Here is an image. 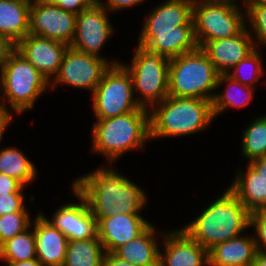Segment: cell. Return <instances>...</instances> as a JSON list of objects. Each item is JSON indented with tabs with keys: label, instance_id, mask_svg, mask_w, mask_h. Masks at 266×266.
Instances as JSON below:
<instances>
[{
	"label": "cell",
	"instance_id": "cell-7",
	"mask_svg": "<svg viewBox=\"0 0 266 266\" xmlns=\"http://www.w3.org/2000/svg\"><path fill=\"white\" fill-rule=\"evenodd\" d=\"M133 56L131 66H123L131 75L133 91L144 97L140 106L153 109L168 96L170 59L139 43Z\"/></svg>",
	"mask_w": 266,
	"mask_h": 266
},
{
	"label": "cell",
	"instance_id": "cell-46",
	"mask_svg": "<svg viewBox=\"0 0 266 266\" xmlns=\"http://www.w3.org/2000/svg\"><path fill=\"white\" fill-rule=\"evenodd\" d=\"M24 1L29 2L31 4V3L39 2V1H42V0H33V1L32 0H24Z\"/></svg>",
	"mask_w": 266,
	"mask_h": 266
},
{
	"label": "cell",
	"instance_id": "cell-21",
	"mask_svg": "<svg viewBox=\"0 0 266 266\" xmlns=\"http://www.w3.org/2000/svg\"><path fill=\"white\" fill-rule=\"evenodd\" d=\"M29 2L0 0V36L14 48L29 34Z\"/></svg>",
	"mask_w": 266,
	"mask_h": 266
},
{
	"label": "cell",
	"instance_id": "cell-45",
	"mask_svg": "<svg viewBox=\"0 0 266 266\" xmlns=\"http://www.w3.org/2000/svg\"><path fill=\"white\" fill-rule=\"evenodd\" d=\"M203 1H206V2H228V3H232V4H235V0H203Z\"/></svg>",
	"mask_w": 266,
	"mask_h": 266
},
{
	"label": "cell",
	"instance_id": "cell-6",
	"mask_svg": "<svg viewBox=\"0 0 266 266\" xmlns=\"http://www.w3.org/2000/svg\"><path fill=\"white\" fill-rule=\"evenodd\" d=\"M0 69V90H4L10 107L18 114L31 109L46 86L50 85L14 48L6 53Z\"/></svg>",
	"mask_w": 266,
	"mask_h": 266
},
{
	"label": "cell",
	"instance_id": "cell-39",
	"mask_svg": "<svg viewBox=\"0 0 266 266\" xmlns=\"http://www.w3.org/2000/svg\"><path fill=\"white\" fill-rule=\"evenodd\" d=\"M103 266H136L128 261L120 259L114 253H105Z\"/></svg>",
	"mask_w": 266,
	"mask_h": 266
},
{
	"label": "cell",
	"instance_id": "cell-2",
	"mask_svg": "<svg viewBox=\"0 0 266 266\" xmlns=\"http://www.w3.org/2000/svg\"><path fill=\"white\" fill-rule=\"evenodd\" d=\"M251 213L228 188L197 219L181 228L207 251L237 237L250 226Z\"/></svg>",
	"mask_w": 266,
	"mask_h": 266
},
{
	"label": "cell",
	"instance_id": "cell-11",
	"mask_svg": "<svg viewBox=\"0 0 266 266\" xmlns=\"http://www.w3.org/2000/svg\"><path fill=\"white\" fill-rule=\"evenodd\" d=\"M77 15L45 0L31 3L29 33L70 46L75 36Z\"/></svg>",
	"mask_w": 266,
	"mask_h": 266
},
{
	"label": "cell",
	"instance_id": "cell-33",
	"mask_svg": "<svg viewBox=\"0 0 266 266\" xmlns=\"http://www.w3.org/2000/svg\"><path fill=\"white\" fill-rule=\"evenodd\" d=\"M250 226L255 227V232L257 233L258 238L254 236V239L258 252L266 255V210L252 212L250 215ZM259 242L263 244L261 245Z\"/></svg>",
	"mask_w": 266,
	"mask_h": 266
},
{
	"label": "cell",
	"instance_id": "cell-1",
	"mask_svg": "<svg viewBox=\"0 0 266 266\" xmlns=\"http://www.w3.org/2000/svg\"><path fill=\"white\" fill-rule=\"evenodd\" d=\"M73 187L85 198L97 223L119 213L140 214L147 202L146 194L135 183L107 168L80 176Z\"/></svg>",
	"mask_w": 266,
	"mask_h": 266
},
{
	"label": "cell",
	"instance_id": "cell-31",
	"mask_svg": "<svg viewBox=\"0 0 266 266\" xmlns=\"http://www.w3.org/2000/svg\"><path fill=\"white\" fill-rule=\"evenodd\" d=\"M29 212H14L0 216V246L30 227Z\"/></svg>",
	"mask_w": 266,
	"mask_h": 266
},
{
	"label": "cell",
	"instance_id": "cell-17",
	"mask_svg": "<svg viewBox=\"0 0 266 266\" xmlns=\"http://www.w3.org/2000/svg\"><path fill=\"white\" fill-rule=\"evenodd\" d=\"M162 236L165 250L160 252L159 266H208V251L182 229Z\"/></svg>",
	"mask_w": 266,
	"mask_h": 266
},
{
	"label": "cell",
	"instance_id": "cell-35",
	"mask_svg": "<svg viewBox=\"0 0 266 266\" xmlns=\"http://www.w3.org/2000/svg\"><path fill=\"white\" fill-rule=\"evenodd\" d=\"M48 4L58 6L65 11L79 14L96 3V0H45Z\"/></svg>",
	"mask_w": 266,
	"mask_h": 266
},
{
	"label": "cell",
	"instance_id": "cell-10",
	"mask_svg": "<svg viewBox=\"0 0 266 266\" xmlns=\"http://www.w3.org/2000/svg\"><path fill=\"white\" fill-rule=\"evenodd\" d=\"M111 65L103 57L77 51L70 46L64 54L59 71L52 77L53 89L58 83L88 89L92 92L101 81L104 72Z\"/></svg>",
	"mask_w": 266,
	"mask_h": 266
},
{
	"label": "cell",
	"instance_id": "cell-4",
	"mask_svg": "<svg viewBox=\"0 0 266 266\" xmlns=\"http://www.w3.org/2000/svg\"><path fill=\"white\" fill-rule=\"evenodd\" d=\"M93 150L110 163L123 153L144 146L150 138V112L144 107L116 117L97 120L92 128Z\"/></svg>",
	"mask_w": 266,
	"mask_h": 266
},
{
	"label": "cell",
	"instance_id": "cell-14",
	"mask_svg": "<svg viewBox=\"0 0 266 266\" xmlns=\"http://www.w3.org/2000/svg\"><path fill=\"white\" fill-rule=\"evenodd\" d=\"M79 203L67 204L60 207L52 221L47 219L55 228L60 230L68 240H86L98 236L97 220L92 215L85 198L73 187Z\"/></svg>",
	"mask_w": 266,
	"mask_h": 266
},
{
	"label": "cell",
	"instance_id": "cell-22",
	"mask_svg": "<svg viewBox=\"0 0 266 266\" xmlns=\"http://www.w3.org/2000/svg\"><path fill=\"white\" fill-rule=\"evenodd\" d=\"M257 253L254 237L237 236L208 251V266H251Z\"/></svg>",
	"mask_w": 266,
	"mask_h": 266
},
{
	"label": "cell",
	"instance_id": "cell-24",
	"mask_svg": "<svg viewBox=\"0 0 266 266\" xmlns=\"http://www.w3.org/2000/svg\"><path fill=\"white\" fill-rule=\"evenodd\" d=\"M246 171L238 172L229 189L250 213L266 210V181L250 164Z\"/></svg>",
	"mask_w": 266,
	"mask_h": 266
},
{
	"label": "cell",
	"instance_id": "cell-44",
	"mask_svg": "<svg viewBox=\"0 0 266 266\" xmlns=\"http://www.w3.org/2000/svg\"><path fill=\"white\" fill-rule=\"evenodd\" d=\"M245 5H262V6H266V0H245L244 1V6Z\"/></svg>",
	"mask_w": 266,
	"mask_h": 266
},
{
	"label": "cell",
	"instance_id": "cell-42",
	"mask_svg": "<svg viewBox=\"0 0 266 266\" xmlns=\"http://www.w3.org/2000/svg\"><path fill=\"white\" fill-rule=\"evenodd\" d=\"M8 266H42V265L37 259H31L17 263H8Z\"/></svg>",
	"mask_w": 266,
	"mask_h": 266
},
{
	"label": "cell",
	"instance_id": "cell-20",
	"mask_svg": "<svg viewBox=\"0 0 266 266\" xmlns=\"http://www.w3.org/2000/svg\"><path fill=\"white\" fill-rule=\"evenodd\" d=\"M194 0H167L144 22L142 32L180 31V25H194Z\"/></svg>",
	"mask_w": 266,
	"mask_h": 266
},
{
	"label": "cell",
	"instance_id": "cell-16",
	"mask_svg": "<svg viewBox=\"0 0 266 266\" xmlns=\"http://www.w3.org/2000/svg\"><path fill=\"white\" fill-rule=\"evenodd\" d=\"M150 223L140 214L112 215L97 223L98 238L105 253H113L118 247L138 237Z\"/></svg>",
	"mask_w": 266,
	"mask_h": 266
},
{
	"label": "cell",
	"instance_id": "cell-9",
	"mask_svg": "<svg viewBox=\"0 0 266 266\" xmlns=\"http://www.w3.org/2000/svg\"><path fill=\"white\" fill-rule=\"evenodd\" d=\"M194 35L199 48L206 42L233 37L246 26L238 5L194 0Z\"/></svg>",
	"mask_w": 266,
	"mask_h": 266
},
{
	"label": "cell",
	"instance_id": "cell-27",
	"mask_svg": "<svg viewBox=\"0 0 266 266\" xmlns=\"http://www.w3.org/2000/svg\"><path fill=\"white\" fill-rule=\"evenodd\" d=\"M35 166L17 148H4L0 150V173L18 180L23 186L34 181Z\"/></svg>",
	"mask_w": 266,
	"mask_h": 266
},
{
	"label": "cell",
	"instance_id": "cell-43",
	"mask_svg": "<svg viewBox=\"0 0 266 266\" xmlns=\"http://www.w3.org/2000/svg\"><path fill=\"white\" fill-rule=\"evenodd\" d=\"M251 266H266V255L258 252Z\"/></svg>",
	"mask_w": 266,
	"mask_h": 266
},
{
	"label": "cell",
	"instance_id": "cell-38",
	"mask_svg": "<svg viewBox=\"0 0 266 266\" xmlns=\"http://www.w3.org/2000/svg\"><path fill=\"white\" fill-rule=\"evenodd\" d=\"M12 113L6 108V103L0 101V141L2 140V135L6 130L8 124L12 120Z\"/></svg>",
	"mask_w": 266,
	"mask_h": 266
},
{
	"label": "cell",
	"instance_id": "cell-13",
	"mask_svg": "<svg viewBox=\"0 0 266 266\" xmlns=\"http://www.w3.org/2000/svg\"><path fill=\"white\" fill-rule=\"evenodd\" d=\"M68 47L66 43L29 33L14 49L50 83L51 75H57Z\"/></svg>",
	"mask_w": 266,
	"mask_h": 266
},
{
	"label": "cell",
	"instance_id": "cell-3",
	"mask_svg": "<svg viewBox=\"0 0 266 266\" xmlns=\"http://www.w3.org/2000/svg\"><path fill=\"white\" fill-rule=\"evenodd\" d=\"M150 111V140L157 137L194 134L216 118L212 101L167 96Z\"/></svg>",
	"mask_w": 266,
	"mask_h": 266
},
{
	"label": "cell",
	"instance_id": "cell-15",
	"mask_svg": "<svg viewBox=\"0 0 266 266\" xmlns=\"http://www.w3.org/2000/svg\"><path fill=\"white\" fill-rule=\"evenodd\" d=\"M250 32L245 27L233 37L208 41L201 47L220 75L231 74L230 69L255 49Z\"/></svg>",
	"mask_w": 266,
	"mask_h": 266
},
{
	"label": "cell",
	"instance_id": "cell-8",
	"mask_svg": "<svg viewBox=\"0 0 266 266\" xmlns=\"http://www.w3.org/2000/svg\"><path fill=\"white\" fill-rule=\"evenodd\" d=\"M111 64L92 94V107L98 120L141 108L140 97L134 99L133 82L128 70L120 62L113 61Z\"/></svg>",
	"mask_w": 266,
	"mask_h": 266
},
{
	"label": "cell",
	"instance_id": "cell-12",
	"mask_svg": "<svg viewBox=\"0 0 266 266\" xmlns=\"http://www.w3.org/2000/svg\"><path fill=\"white\" fill-rule=\"evenodd\" d=\"M104 7L96 3L77 14L75 36L70 47L94 56H99L102 45L113 32Z\"/></svg>",
	"mask_w": 266,
	"mask_h": 266
},
{
	"label": "cell",
	"instance_id": "cell-29",
	"mask_svg": "<svg viewBox=\"0 0 266 266\" xmlns=\"http://www.w3.org/2000/svg\"><path fill=\"white\" fill-rule=\"evenodd\" d=\"M242 152L249 162L266 156V116L258 117L245 129L242 138Z\"/></svg>",
	"mask_w": 266,
	"mask_h": 266
},
{
	"label": "cell",
	"instance_id": "cell-36",
	"mask_svg": "<svg viewBox=\"0 0 266 266\" xmlns=\"http://www.w3.org/2000/svg\"><path fill=\"white\" fill-rule=\"evenodd\" d=\"M23 186L18 180L0 173V195L8 193H22Z\"/></svg>",
	"mask_w": 266,
	"mask_h": 266
},
{
	"label": "cell",
	"instance_id": "cell-25",
	"mask_svg": "<svg viewBox=\"0 0 266 266\" xmlns=\"http://www.w3.org/2000/svg\"><path fill=\"white\" fill-rule=\"evenodd\" d=\"M104 248L97 237L69 240L63 266H103Z\"/></svg>",
	"mask_w": 266,
	"mask_h": 266
},
{
	"label": "cell",
	"instance_id": "cell-23",
	"mask_svg": "<svg viewBox=\"0 0 266 266\" xmlns=\"http://www.w3.org/2000/svg\"><path fill=\"white\" fill-rule=\"evenodd\" d=\"M150 224L138 237L118 247L113 253L136 266H159L160 249Z\"/></svg>",
	"mask_w": 266,
	"mask_h": 266
},
{
	"label": "cell",
	"instance_id": "cell-18",
	"mask_svg": "<svg viewBox=\"0 0 266 266\" xmlns=\"http://www.w3.org/2000/svg\"><path fill=\"white\" fill-rule=\"evenodd\" d=\"M35 219L36 256L42 266H63L68 239L42 213Z\"/></svg>",
	"mask_w": 266,
	"mask_h": 266
},
{
	"label": "cell",
	"instance_id": "cell-28",
	"mask_svg": "<svg viewBox=\"0 0 266 266\" xmlns=\"http://www.w3.org/2000/svg\"><path fill=\"white\" fill-rule=\"evenodd\" d=\"M28 230L29 228L0 246V260H5L7 263H17L37 259L34 231Z\"/></svg>",
	"mask_w": 266,
	"mask_h": 266
},
{
	"label": "cell",
	"instance_id": "cell-26",
	"mask_svg": "<svg viewBox=\"0 0 266 266\" xmlns=\"http://www.w3.org/2000/svg\"><path fill=\"white\" fill-rule=\"evenodd\" d=\"M227 90L223 94H215L212 100V112L214 117L219 115L223 110L230 107H243L246 106L252 99V89L247 85H243L238 81L232 79L228 74L219 75L217 87L222 83L226 84ZM240 89V90H239ZM243 97V98H242Z\"/></svg>",
	"mask_w": 266,
	"mask_h": 266
},
{
	"label": "cell",
	"instance_id": "cell-34",
	"mask_svg": "<svg viewBox=\"0 0 266 266\" xmlns=\"http://www.w3.org/2000/svg\"><path fill=\"white\" fill-rule=\"evenodd\" d=\"M22 193H8L0 195V216L14 212H27L24 208Z\"/></svg>",
	"mask_w": 266,
	"mask_h": 266
},
{
	"label": "cell",
	"instance_id": "cell-30",
	"mask_svg": "<svg viewBox=\"0 0 266 266\" xmlns=\"http://www.w3.org/2000/svg\"><path fill=\"white\" fill-rule=\"evenodd\" d=\"M256 49L257 48H255L244 59H242L239 63H237L232 68V70L234 69L232 71L233 73L231 75L228 74V76H230L232 79L238 81L239 83L243 85L253 87V84L259 80L258 78H260L263 72L262 70L263 68L261 66L262 64L261 55L259 51H257ZM250 66H253L250 68L252 72L251 71L248 72L250 73L249 75L245 73L248 76L247 77L245 76V74H242V73L246 72L247 67L249 68Z\"/></svg>",
	"mask_w": 266,
	"mask_h": 266
},
{
	"label": "cell",
	"instance_id": "cell-19",
	"mask_svg": "<svg viewBox=\"0 0 266 266\" xmlns=\"http://www.w3.org/2000/svg\"><path fill=\"white\" fill-rule=\"evenodd\" d=\"M139 44L161 53L169 59L198 48L194 25H180V31L141 32Z\"/></svg>",
	"mask_w": 266,
	"mask_h": 266
},
{
	"label": "cell",
	"instance_id": "cell-40",
	"mask_svg": "<svg viewBox=\"0 0 266 266\" xmlns=\"http://www.w3.org/2000/svg\"><path fill=\"white\" fill-rule=\"evenodd\" d=\"M261 177L266 181V156L257 158L249 162Z\"/></svg>",
	"mask_w": 266,
	"mask_h": 266
},
{
	"label": "cell",
	"instance_id": "cell-41",
	"mask_svg": "<svg viewBox=\"0 0 266 266\" xmlns=\"http://www.w3.org/2000/svg\"><path fill=\"white\" fill-rule=\"evenodd\" d=\"M12 47L0 36V67L4 61L6 53L11 49Z\"/></svg>",
	"mask_w": 266,
	"mask_h": 266
},
{
	"label": "cell",
	"instance_id": "cell-37",
	"mask_svg": "<svg viewBox=\"0 0 266 266\" xmlns=\"http://www.w3.org/2000/svg\"><path fill=\"white\" fill-rule=\"evenodd\" d=\"M144 0H108L107 4H102V1L96 0V4L104 7L105 9L109 10H115V9H122V8H129L133 5H138L140 2H143ZM104 5V6H103ZM106 6V7H105Z\"/></svg>",
	"mask_w": 266,
	"mask_h": 266
},
{
	"label": "cell",
	"instance_id": "cell-32",
	"mask_svg": "<svg viewBox=\"0 0 266 266\" xmlns=\"http://www.w3.org/2000/svg\"><path fill=\"white\" fill-rule=\"evenodd\" d=\"M246 14L252 25V32H255L256 39L260 44H266V6L262 5H245Z\"/></svg>",
	"mask_w": 266,
	"mask_h": 266
},
{
	"label": "cell",
	"instance_id": "cell-5",
	"mask_svg": "<svg viewBox=\"0 0 266 266\" xmlns=\"http://www.w3.org/2000/svg\"><path fill=\"white\" fill-rule=\"evenodd\" d=\"M219 73L201 48L170 59L168 96L212 101Z\"/></svg>",
	"mask_w": 266,
	"mask_h": 266
}]
</instances>
